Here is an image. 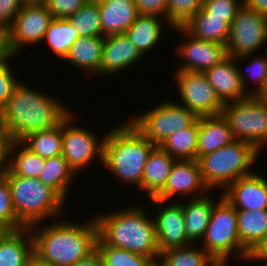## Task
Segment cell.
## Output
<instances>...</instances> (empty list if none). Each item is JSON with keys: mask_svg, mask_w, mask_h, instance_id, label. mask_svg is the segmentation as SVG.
Wrapping results in <instances>:
<instances>
[{"mask_svg": "<svg viewBox=\"0 0 267 266\" xmlns=\"http://www.w3.org/2000/svg\"><path fill=\"white\" fill-rule=\"evenodd\" d=\"M60 99L20 82L0 111V127L14 140L57 126L72 110Z\"/></svg>", "mask_w": 267, "mask_h": 266, "instance_id": "6da1fadb", "label": "cell"}, {"mask_svg": "<svg viewBox=\"0 0 267 266\" xmlns=\"http://www.w3.org/2000/svg\"><path fill=\"white\" fill-rule=\"evenodd\" d=\"M55 220L40 227H29L34 241V255L53 266H72L96 246L97 225L93 218L84 223Z\"/></svg>", "mask_w": 267, "mask_h": 266, "instance_id": "7a4b0ae2", "label": "cell"}, {"mask_svg": "<svg viewBox=\"0 0 267 266\" xmlns=\"http://www.w3.org/2000/svg\"><path fill=\"white\" fill-rule=\"evenodd\" d=\"M134 206V207H133ZM94 215L97 237L106 245L149 257H160L154 218L143 206Z\"/></svg>", "mask_w": 267, "mask_h": 266, "instance_id": "3957f363", "label": "cell"}, {"mask_svg": "<svg viewBox=\"0 0 267 266\" xmlns=\"http://www.w3.org/2000/svg\"><path fill=\"white\" fill-rule=\"evenodd\" d=\"M117 126V127H116ZM107 131L103 143L102 164L116 179L139 187L149 154L156 147L129 120Z\"/></svg>", "mask_w": 267, "mask_h": 266, "instance_id": "277c9868", "label": "cell"}, {"mask_svg": "<svg viewBox=\"0 0 267 266\" xmlns=\"http://www.w3.org/2000/svg\"><path fill=\"white\" fill-rule=\"evenodd\" d=\"M11 190L12 204L17 219L25 226L53 221L63 215L65 200L50 186L37 178L14 175L10 170L4 175ZM54 216V217H53ZM54 218V219H53Z\"/></svg>", "mask_w": 267, "mask_h": 266, "instance_id": "5b68a950", "label": "cell"}, {"mask_svg": "<svg viewBox=\"0 0 267 266\" xmlns=\"http://www.w3.org/2000/svg\"><path fill=\"white\" fill-rule=\"evenodd\" d=\"M260 152L250 143L235 140L231 144L197 159L203 182L209 190L223 191L240 177L253 173Z\"/></svg>", "mask_w": 267, "mask_h": 266, "instance_id": "8992f818", "label": "cell"}, {"mask_svg": "<svg viewBox=\"0 0 267 266\" xmlns=\"http://www.w3.org/2000/svg\"><path fill=\"white\" fill-rule=\"evenodd\" d=\"M213 205L210 222L200 245L215 261H248L250 252L241 244L237 227V210L223 197ZM233 252V253H232ZM236 253V254H235ZM238 253V254H237ZM231 255H234L231 256ZM238 255V256H237Z\"/></svg>", "mask_w": 267, "mask_h": 266, "instance_id": "52a82bcc", "label": "cell"}, {"mask_svg": "<svg viewBox=\"0 0 267 266\" xmlns=\"http://www.w3.org/2000/svg\"><path fill=\"white\" fill-rule=\"evenodd\" d=\"M236 140L253 145L259 152L267 145V98L249 96L224 104L221 113Z\"/></svg>", "mask_w": 267, "mask_h": 266, "instance_id": "ba28073f", "label": "cell"}, {"mask_svg": "<svg viewBox=\"0 0 267 266\" xmlns=\"http://www.w3.org/2000/svg\"><path fill=\"white\" fill-rule=\"evenodd\" d=\"M165 100L129 121L153 144L159 146L173 133L191 127L199 117L173 100Z\"/></svg>", "mask_w": 267, "mask_h": 266, "instance_id": "9c48e42d", "label": "cell"}, {"mask_svg": "<svg viewBox=\"0 0 267 266\" xmlns=\"http://www.w3.org/2000/svg\"><path fill=\"white\" fill-rule=\"evenodd\" d=\"M266 42L267 16L256 13L243 4L230 25L227 56L241 62L262 49Z\"/></svg>", "mask_w": 267, "mask_h": 266, "instance_id": "30bf717a", "label": "cell"}, {"mask_svg": "<svg viewBox=\"0 0 267 266\" xmlns=\"http://www.w3.org/2000/svg\"><path fill=\"white\" fill-rule=\"evenodd\" d=\"M73 117L74 113L70 112L63 119L62 156L77 175L95 159L102 163L105 136L99 140L96 133L77 126Z\"/></svg>", "mask_w": 267, "mask_h": 266, "instance_id": "8fae6325", "label": "cell"}, {"mask_svg": "<svg viewBox=\"0 0 267 266\" xmlns=\"http://www.w3.org/2000/svg\"><path fill=\"white\" fill-rule=\"evenodd\" d=\"M47 5H23L13 25L6 31V45L10 56L43 41L45 32L53 20Z\"/></svg>", "mask_w": 267, "mask_h": 266, "instance_id": "7c38bea8", "label": "cell"}, {"mask_svg": "<svg viewBox=\"0 0 267 266\" xmlns=\"http://www.w3.org/2000/svg\"><path fill=\"white\" fill-rule=\"evenodd\" d=\"M174 75L182 101L178 104L191 110L198 117L215 116L221 113L224 104L204 73L176 71Z\"/></svg>", "mask_w": 267, "mask_h": 266, "instance_id": "4fadbf2b", "label": "cell"}, {"mask_svg": "<svg viewBox=\"0 0 267 266\" xmlns=\"http://www.w3.org/2000/svg\"><path fill=\"white\" fill-rule=\"evenodd\" d=\"M183 34L185 41L176 46V56L183 60L175 71L204 73L227 57L226 45L197 39L189 34L183 27H173Z\"/></svg>", "mask_w": 267, "mask_h": 266, "instance_id": "5bb4252c", "label": "cell"}, {"mask_svg": "<svg viewBox=\"0 0 267 266\" xmlns=\"http://www.w3.org/2000/svg\"><path fill=\"white\" fill-rule=\"evenodd\" d=\"M152 205L160 208L155 216L156 236L160 253L171 248L191 245L187 239L183 207L178 200L164 201L150 198ZM164 205V206H163Z\"/></svg>", "mask_w": 267, "mask_h": 266, "instance_id": "9a60e30c", "label": "cell"}, {"mask_svg": "<svg viewBox=\"0 0 267 266\" xmlns=\"http://www.w3.org/2000/svg\"><path fill=\"white\" fill-rule=\"evenodd\" d=\"M210 192L203 182L200 167L197 160H176L173 164L165 186L154 196L156 199L172 201L171 198L192 194L200 198ZM194 192H200L198 195ZM206 193V194H205ZM177 194V195H176Z\"/></svg>", "mask_w": 267, "mask_h": 266, "instance_id": "2e32d148", "label": "cell"}, {"mask_svg": "<svg viewBox=\"0 0 267 266\" xmlns=\"http://www.w3.org/2000/svg\"><path fill=\"white\" fill-rule=\"evenodd\" d=\"M222 195L236 210L267 209V177L258 172L240 177Z\"/></svg>", "mask_w": 267, "mask_h": 266, "instance_id": "e0dca14e", "label": "cell"}, {"mask_svg": "<svg viewBox=\"0 0 267 266\" xmlns=\"http://www.w3.org/2000/svg\"><path fill=\"white\" fill-rule=\"evenodd\" d=\"M204 74L223 104L243 100L250 95L243 88L237 61L227 56L220 63L207 69Z\"/></svg>", "mask_w": 267, "mask_h": 266, "instance_id": "ac0fdd59", "label": "cell"}, {"mask_svg": "<svg viewBox=\"0 0 267 266\" xmlns=\"http://www.w3.org/2000/svg\"><path fill=\"white\" fill-rule=\"evenodd\" d=\"M135 45L126 34H117L104 37L102 58L100 63V76L118 73L142 59Z\"/></svg>", "mask_w": 267, "mask_h": 266, "instance_id": "d6986e66", "label": "cell"}, {"mask_svg": "<svg viewBox=\"0 0 267 266\" xmlns=\"http://www.w3.org/2000/svg\"><path fill=\"white\" fill-rule=\"evenodd\" d=\"M104 37L124 34L137 18L134 0H97Z\"/></svg>", "mask_w": 267, "mask_h": 266, "instance_id": "ffe728a7", "label": "cell"}, {"mask_svg": "<svg viewBox=\"0 0 267 266\" xmlns=\"http://www.w3.org/2000/svg\"><path fill=\"white\" fill-rule=\"evenodd\" d=\"M33 255L34 241L29 227L0 235V266H27Z\"/></svg>", "mask_w": 267, "mask_h": 266, "instance_id": "44dd1931", "label": "cell"}, {"mask_svg": "<svg viewBox=\"0 0 267 266\" xmlns=\"http://www.w3.org/2000/svg\"><path fill=\"white\" fill-rule=\"evenodd\" d=\"M235 140L230 127L221 114L199 117L197 159L229 145Z\"/></svg>", "mask_w": 267, "mask_h": 266, "instance_id": "7402d4cb", "label": "cell"}, {"mask_svg": "<svg viewBox=\"0 0 267 266\" xmlns=\"http://www.w3.org/2000/svg\"><path fill=\"white\" fill-rule=\"evenodd\" d=\"M183 207L185 231L188 241L197 243L204 236L210 222L213 205L216 203L210 193L200 198H191L188 202L180 201Z\"/></svg>", "mask_w": 267, "mask_h": 266, "instance_id": "603a6c76", "label": "cell"}, {"mask_svg": "<svg viewBox=\"0 0 267 266\" xmlns=\"http://www.w3.org/2000/svg\"><path fill=\"white\" fill-rule=\"evenodd\" d=\"M104 37H79L70 47L67 55L63 59L71 67L85 70V72L100 75V63Z\"/></svg>", "mask_w": 267, "mask_h": 266, "instance_id": "cb8c5ba5", "label": "cell"}, {"mask_svg": "<svg viewBox=\"0 0 267 266\" xmlns=\"http://www.w3.org/2000/svg\"><path fill=\"white\" fill-rule=\"evenodd\" d=\"M175 161L160 146L151 151L142 176V191L148 198L154 197L165 186Z\"/></svg>", "mask_w": 267, "mask_h": 266, "instance_id": "d4e9b609", "label": "cell"}, {"mask_svg": "<svg viewBox=\"0 0 267 266\" xmlns=\"http://www.w3.org/2000/svg\"><path fill=\"white\" fill-rule=\"evenodd\" d=\"M163 23L168 24L166 19L158 16L138 15L125 34L139 53L144 56L160 41Z\"/></svg>", "mask_w": 267, "mask_h": 266, "instance_id": "484cf974", "label": "cell"}, {"mask_svg": "<svg viewBox=\"0 0 267 266\" xmlns=\"http://www.w3.org/2000/svg\"><path fill=\"white\" fill-rule=\"evenodd\" d=\"M197 39L226 45L230 34V25L224 18L207 17L202 7L187 23L182 26Z\"/></svg>", "mask_w": 267, "mask_h": 266, "instance_id": "4316f807", "label": "cell"}, {"mask_svg": "<svg viewBox=\"0 0 267 266\" xmlns=\"http://www.w3.org/2000/svg\"><path fill=\"white\" fill-rule=\"evenodd\" d=\"M241 244L251 252L267 234V209L237 210Z\"/></svg>", "mask_w": 267, "mask_h": 266, "instance_id": "83f0119b", "label": "cell"}, {"mask_svg": "<svg viewBox=\"0 0 267 266\" xmlns=\"http://www.w3.org/2000/svg\"><path fill=\"white\" fill-rule=\"evenodd\" d=\"M75 174L66 159L60 155L45 159V166L38 179L53 188L66 201L69 187L77 177Z\"/></svg>", "mask_w": 267, "mask_h": 266, "instance_id": "f1b7e54d", "label": "cell"}, {"mask_svg": "<svg viewBox=\"0 0 267 266\" xmlns=\"http://www.w3.org/2000/svg\"><path fill=\"white\" fill-rule=\"evenodd\" d=\"M63 120L55 127L27 134L20 142L41 158L62 155Z\"/></svg>", "mask_w": 267, "mask_h": 266, "instance_id": "f546056e", "label": "cell"}, {"mask_svg": "<svg viewBox=\"0 0 267 266\" xmlns=\"http://www.w3.org/2000/svg\"><path fill=\"white\" fill-rule=\"evenodd\" d=\"M199 119L188 128L179 130L159 146L175 160H197Z\"/></svg>", "mask_w": 267, "mask_h": 266, "instance_id": "4dcf8cb0", "label": "cell"}, {"mask_svg": "<svg viewBox=\"0 0 267 266\" xmlns=\"http://www.w3.org/2000/svg\"><path fill=\"white\" fill-rule=\"evenodd\" d=\"M79 37L78 32L67 19L53 18L45 32L43 41L46 40L45 42L52 53L63 61L70 47Z\"/></svg>", "mask_w": 267, "mask_h": 266, "instance_id": "1f68e13d", "label": "cell"}, {"mask_svg": "<svg viewBox=\"0 0 267 266\" xmlns=\"http://www.w3.org/2000/svg\"><path fill=\"white\" fill-rule=\"evenodd\" d=\"M44 166V158L30 151L20 141H14L10 151L9 166L14 175L38 179Z\"/></svg>", "mask_w": 267, "mask_h": 266, "instance_id": "d6a6232c", "label": "cell"}, {"mask_svg": "<svg viewBox=\"0 0 267 266\" xmlns=\"http://www.w3.org/2000/svg\"><path fill=\"white\" fill-rule=\"evenodd\" d=\"M195 245L167 249L160 253L159 260L164 266H211L215 260Z\"/></svg>", "mask_w": 267, "mask_h": 266, "instance_id": "836d02e7", "label": "cell"}, {"mask_svg": "<svg viewBox=\"0 0 267 266\" xmlns=\"http://www.w3.org/2000/svg\"><path fill=\"white\" fill-rule=\"evenodd\" d=\"M67 20L80 37H104L97 0H89Z\"/></svg>", "mask_w": 267, "mask_h": 266, "instance_id": "e575fe53", "label": "cell"}, {"mask_svg": "<svg viewBox=\"0 0 267 266\" xmlns=\"http://www.w3.org/2000/svg\"><path fill=\"white\" fill-rule=\"evenodd\" d=\"M95 247L102 257L103 266H148L152 261L144 255L106 245L98 237Z\"/></svg>", "mask_w": 267, "mask_h": 266, "instance_id": "d590c367", "label": "cell"}, {"mask_svg": "<svg viewBox=\"0 0 267 266\" xmlns=\"http://www.w3.org/2000/svg\"><path fill=\"white\" fill-rule=\"evenodd\" d=\"M256 58H251L252 62L248 65V73H244L240 65H237L240 79L242 80V85L246 93L250 96H263L267 91V53L261 56H254ZM248 74V76H246ZM247 77V78H246ZM250 79L254 85V89L247 90V80ZM257 87V88H256Z\"/></svg>", "mask_w": 267, "mask_h": 266, "instance_id": "8d00e7d4", "label": "cell"}, {"mask_svg": "<svg viewBox=\"0 0 267 266\" xmlns=\"http://www.w3.org/2000/svg\"><path fill=\"white\" fill-rule=\"evenodd\" d=\"M203 6V0H167V22L171 29L182 27Z\"/></svg>", "mask_w": 267, "mask_h": 266, "instance_id": "74e56055", "label": "cell"}, {"mask_svg": "<svg viewBox=\"0 0 267 266\" xmlns=\"http://www.w3.org/2000/svg\"><path fill=\"white\" fill-rule=\"evenodd\" d=\"M24 227L16 217L8 181L5 176H0V228L3 231H14Z\"/></svg>", "mask_w": 267, "mask_h": 266, "instance_id": "f35d334b", "label": "cell"}, {"mask_svg": "<svg viewBox=\"0 0 267 266\" xmlns=\"http://www.w3.org/2000/svg\"><path fill=\"white\" fill-rule=\"evenodd\" d=\"M243 4L244 0H203L202 7L207 11V17L224 18L231 25Z\"/></svg>", "mask_w": 267, "mask_h": 266, "instance_id": "ab89813d", "label": "cell"}, {"mask_svg": "<svg viewBox=\"0 0 267 266\" xmlns=\"http://www.w3.org/2000/svg\"><path fill=\"white\" fill-rule=\"evenodd\" d=\"M14 56H9L0 64V111L5 106L7 101L13 95L14 88L20 82V79L15 77L10 64V59Z\"/></svg>", "mask_w": 267, "mask_h": 266, "instance_id": "60d3db41", "label": "cell"}, {"mask_svg": "<svg viewBox=\"0 0 267 266\" xmlns=\"http://www.w3.org/2000/svg\"><path fill=\"white\" fill-rule=\"evenodd\" d=\"M89 0H49L47 8L56 19H67Z\"/></svg>", "mask_w": 267, "mask_h": 266, "instance_id": "b9f144b4", "label": "cell"}, {"mask_svg": "<svg viewBox=\"0 0 267 266\" xmlns=\"http://www.w3.org/2000/svg\"><path fill=\"white\" fill-rule=\"evenodd\" d=\"M22 6V0H0V28L6 32L13 25Z\"/></svg>", "mask_w": 267, "mask_h": 266, "instance_id": "7bdbcfd3", "label": "cell"}, {"mask_svg": "<svg viewBox=\"0 0 267 266\" xmlns=\"http://www.w3.org/2000/svg\"><path fill=\"white\" fill-rule=\"evenodd\" d=\"M139 15H153L166 19L167 0H134Z\"/></svg>", "mask_w": 267, "mask_h": 266, "instance_id": "ee69618b", "label": "cell"}, {"mask_svg": "<svg viewBox=\"0 0 267 266\" xmlns=\"http://www.w3.org/2000/svg\"><path fill=\"white\" fill-rule=\"evenodd\" d=\"M14 140L0 127V176L9 171L10 151Z\"/></svg>", "mask_w": 267, "mask_h": 266, "instance_id": "f6af8a7d", "label": "cell"}, {"mask_svg": "<svg viewBox=\"0 0 267 266\" xmlns=\"http://www.w3.org/2000/svg\"><path fill=\"white\" fill-rule=\"evenodd\" d=\"M248 261H263V264L267 263V234L259 242V244L250 252Z\"/></svg>", "mask_w": 267, "mask_h": 266, "instance_id": "bcb514c9", "label": "cell"}, {"mask_svg": "<svg viewBox=\"0 0 267 266\" xmlns=\"http://www.w3.org/2000/svg\"><path fill=\"white\" fill-rule=\"evenodd\" d=\"M72 266H103L102 257L95 247L90 253Z\"/></svg>", "mask_w": 267, "mask_h": 266, "instance_id": "7dc6e473", "label": "cell"}, {"mask_svg": "<svg viewBox=\"0 0 267 266\" xmlns=\"http://www.w3.org/2000/svg\"><path fill=\"white\" fill-rule=\"evenodd\" d=\"M244 4L256 13L267 16V0H244Z\"/></svg>", "mask_w": 267, "mask_h": 266, "instance_id": "c3c4849f", "label": "cell"}, {"mask_svg": "<svg viewBox=\"0 0 267 266\" xmlns=\"http://www.w3.org/2000/svg\"><path fill=\"white\" fill-rule=\"evenodd\" d=\"M9 56L6 45V32L0 28V58H8Z\"/></svg>", "mask_w": 267, "mask_h": 266, "instance_id": "681fc988", "label": "cell"}, {"mask_svg": "<svg viewBox=\"0 0 267 266\" xmlns=\"http://www.w3.org/2000/svg\"><path fill=\"white\" fill-rule=\"evenodd\" d=\"M27 266H53L50 263H46L41 261L37 256L33 255L29 261Z\"/></svg>", "mask_w": 267, "mask_h": 266, "instance_id": "f907efd6", "label": "cell"}, {"mask_svg": "<svg viewBox=\"0 0 267 266\" xmlns=\"http://www.w3.org/2000/svg\"><path fill=\"white\" fill-rule=\"evenodd\" d=\"M23 5H47L49 0H22Z\"/></svg>", "mask_w": 267, "mask_h": 266, "instance_id": "816d5d0a", "label": "cell"}, {"mask_svg": "<svg viewBox=\"0 0 267 266\" xmlns=\"http://www.w3.org/2000/svg\"><path fill=\"white\" fill-rule=\"evenodd\" d=\"M228 261L227 260H219L215 261L211 266H228Z\"/></svg>", "mask_w": 267, "mask_h": 266, "instance_id": "f5cc1de1", "label": "cell"}, {"mask_svg": "<svg viewBox=\"0 0 267 266\" xmlns=\"http://www.w3.org/2000/svg\"><path fill=\"white\" fill-rule=\"evenodd\" d=\"M148 266H164V265L159 259H157V260L151 261Z\"/></svg>", "mask_w": 267, "mask_h": 266, "instance_id": "db71d44e", "label": "cell"}, {"mask_svg": "<svg viewBox=\"0 0 267 266\" xmlns=\"http://www.w3.org/2000/svg\"><path fill=\"white\" fill-rule=\"evenodd\" d=\"M7 58H0V64Z\"/></svg>", "mask_w": 267, "mask_h": 266, "instance_id": "11a10c76", "label": "cell"}, {"mask_svg": "<svg viewBox=\"0 0 267 266\" xmlns=\"http://www.w3.org/2000/svg\"><path fill=\"white\" fill-rule=\"evenodd\" d=\"M4 231L0 228V235L3 233Z\"/></svg>", "mask_w": 267, "mask_h": 266, "instance_id": "9f6ffc18", "label": "cell"}]
</instances>
